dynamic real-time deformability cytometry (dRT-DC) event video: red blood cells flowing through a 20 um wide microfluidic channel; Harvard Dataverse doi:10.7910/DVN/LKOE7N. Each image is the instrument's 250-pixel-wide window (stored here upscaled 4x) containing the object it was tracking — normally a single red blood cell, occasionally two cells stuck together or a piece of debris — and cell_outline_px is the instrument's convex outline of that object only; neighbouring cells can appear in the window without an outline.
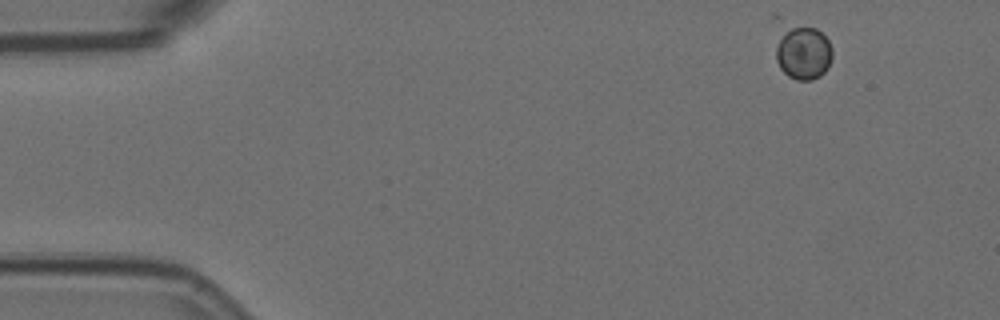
{"species": "Egyptian fruit bat (a non-hibernating species)", "species_latin": "Rousettus aegyptiacus", "temperature_condition": "room temperature", "stored_images_in_passage": 12, "camera_frame_rate_fps": 3000, "um_per_image_px": 0.085, "animal": {"sex": "female"}, "frame": {"image": 1, "passage_image": 1, "time_ms": 0.0, "image_size_px": [1000, 320], "cell_outline_px": [[832, 56], [828, 68], [820, 76], [812, 80], [796, 80], [788, 76], [780, 68], [776, 60], [776, 48], [788, 24], [816, 28], [828, 40], [832, 48]], "centroid_in_image_um": [68.29, 4.49], "position_along_channel_um": 16.7, "area_um2": 17.63}}
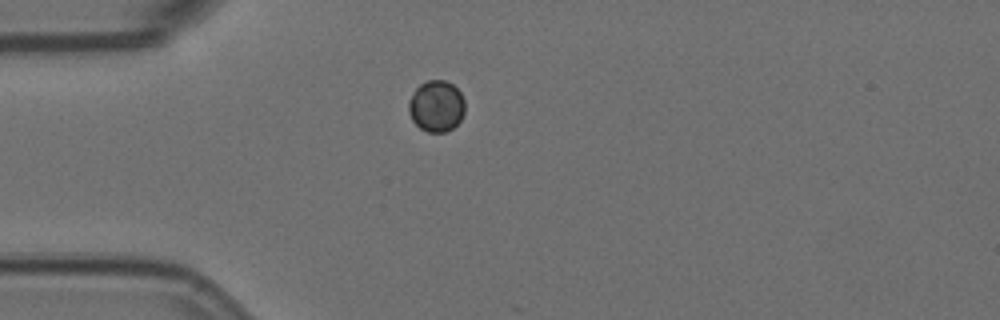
{"frame": {"image": 2, "passage_image": 11, "time_ms": 3.333, "image_size_px": [1000, 320], "cell_outline_px": [[464, 112], [460, 120], [452, 128], [444, 132], [428, 132], [420, 128], [412, 120], [408, 112], [408, 100], [416, 88], [420, 84], [428, 80], [444, 80], [452, 84], [460, 92], [464, 100]], "centroid_in_image_um": [37.07, 9.01], "position_along_channel_um": 47.9, "area_um2": 16.82}}